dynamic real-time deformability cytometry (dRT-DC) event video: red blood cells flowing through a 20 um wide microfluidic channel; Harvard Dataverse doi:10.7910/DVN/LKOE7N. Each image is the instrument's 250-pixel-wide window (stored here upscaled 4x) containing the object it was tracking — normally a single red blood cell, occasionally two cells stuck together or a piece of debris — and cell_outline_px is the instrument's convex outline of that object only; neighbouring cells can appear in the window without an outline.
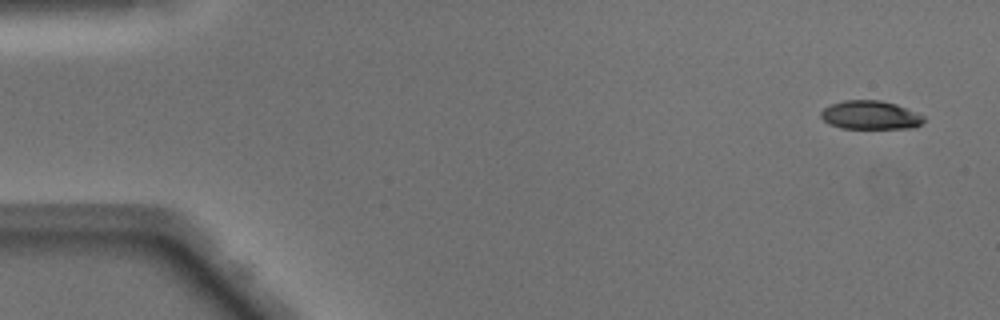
{"species": "Egyptian fruit bat (a non-hibernating species)", "species_latin": "Rousettus aegyptiacus", "temperature_condition": "warm", "stored_images_in_passage": 47, "camera_frame_rate_fps": 3000, "um_per_image_px": 0.085, "animal": {"sex": "male"}, "frame": {"image": 1, "passage_image": 1, "time_ms": 0.0, "image_size_px": [1000, 320], "cell_outline_px": [[924, 120], [916, 128], [840, 128], [828, 124], [820, 116], [820, 112], [824, 108], [832, 104], [844, 100], [880, 100], [896, 104], [916, 112], [924, 116]], "centroid_in_image_um": [73.97, 9.78], "position_along_channel_um": 11.0, "area_um2": 17.17}}
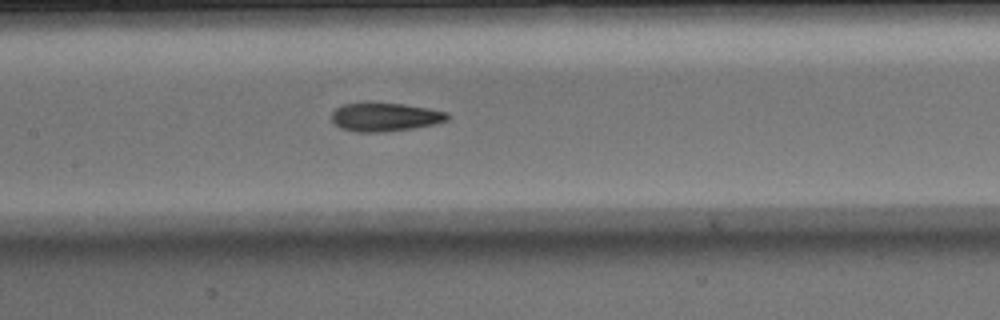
{"frame": {"image": 2, "passage_image": 22, "time_ms": 7.0, "image_size_px": [1000, 320], "cell_outline_px": [[448, 120], [436, 124], [416, 128], [384, 132], [356, 132], [340, 128], [332, 120], [332, 112], [336, 108], [344, 104], [404, 104], [428, 108], [448, 112]], "centroid_in_image_um": [32.77, 9.97], "position_along_channel_um": 174.6, "area_um2": 19.07}}
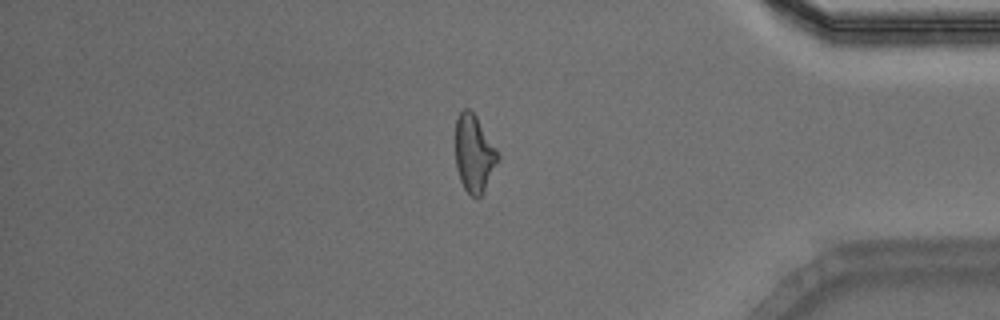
{"frame": {"image": 3, "passage_image": 40, "time_ms": 13.0, "image_size_px": [1000, 320], "cell_outline_px": [[500, 156], [484, 192], [476, 200], [464, 188], [460, 180], [456, 168], [456, 120], [460, 112], [464, 108], [468, 108], [476, 116], [496, 148]], "centroid_in_image_um": [40.3, 13.08], "position_along_channel_um": 394.9, "area_um2": 19.02}, "authors_computed_cell_mechanics": {"area_um2": 19.074, "velocity_mm_per_s": 4.1374, "shape_relaxation_time_tau1_ms": 5.5659, "shape_relaxation_time_tau2_ms": 1.9748, "deformation_change_tau1": 0.2018, "deformation_change_tau2": 0.0997}}